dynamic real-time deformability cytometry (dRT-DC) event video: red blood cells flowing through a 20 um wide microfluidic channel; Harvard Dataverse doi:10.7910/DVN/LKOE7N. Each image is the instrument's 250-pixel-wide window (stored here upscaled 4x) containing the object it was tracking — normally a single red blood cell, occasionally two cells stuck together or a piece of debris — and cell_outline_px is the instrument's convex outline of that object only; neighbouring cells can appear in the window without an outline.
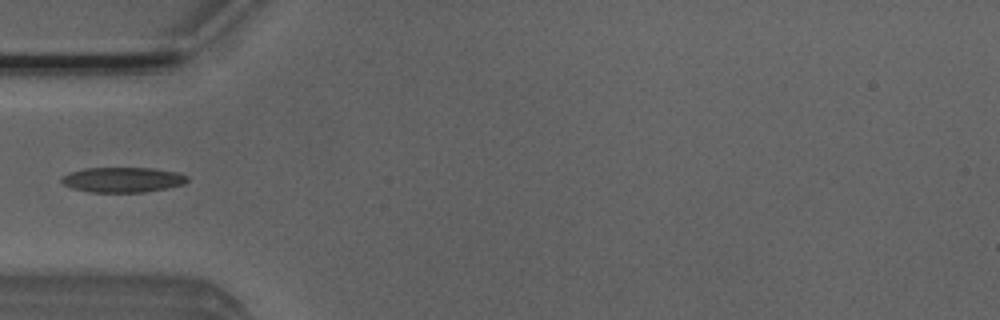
{"species": "Egyptian fruit bat (a non-hibernating species)", "species_latin": "Rousettus aegyptiacus", "temperature_condition": "room temperature", "stored_images_in_passage": 2, "camera_frame_rate_fps": 3000, "um_per_image_px": 0.085, "animal": {"sex": "male"}, "frame": {"image": 1, "passage_image": 1, "time_ms": 0.0, "image_size_px": [1000, 320], "cell_outline_px": [[188, 180], [184, 184], [168, 188], [144, 192], [92, 192], [72, 188], [64, 184], [60, 180], [68, 172], [84, 168], [156, 168], [176, 172], [188, 176]], "centroid_in_image_um": [10.45, 15.27], "position_along_channel_um": 74.6, "area_um2": 18.44}}